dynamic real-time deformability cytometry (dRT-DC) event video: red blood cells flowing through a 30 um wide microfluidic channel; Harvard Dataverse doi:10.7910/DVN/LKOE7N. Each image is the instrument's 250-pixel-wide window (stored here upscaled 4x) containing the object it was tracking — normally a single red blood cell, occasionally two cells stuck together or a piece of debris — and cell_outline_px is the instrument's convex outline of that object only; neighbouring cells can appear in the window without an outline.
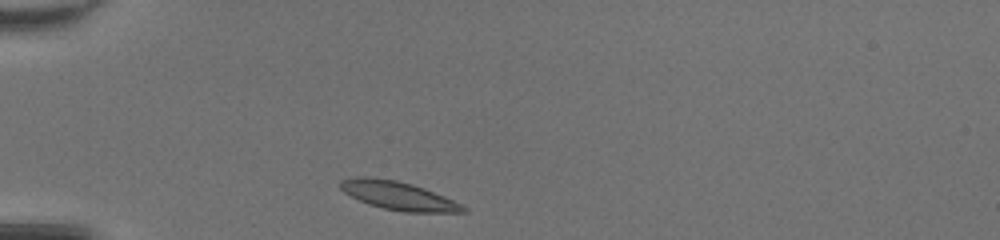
{"species": "common noctule bat (a hibernating species)", "species_latin": "Nyctalus noctula", "temperature_condition": "room temperature", "stored_images_in_passage": 30, "camera_frame_rate_fps": 3000, "um_per_image_px": 0.085, "animal": {"sex": "female", "body_mass_g": 20.0, "forearm_length_mm": 54.0}, "frame": {"image": 1, "passage_image": 1, "time_ms": 0.0, "image_size_px": [1000, 240], "cell_outline_px": [[464, 208], [460, 212], [416, 212], [388, 208], [372, 204], [360, 200], [352, 196], [340, 188], [340, 184], [344, 180], [392, 180], [408, 184], [420, 188], [440, 196]], "centroid_in_image_um": [33.85, 16.68], "position_along_channel_um": 51.2, "area_um2": 17.74}}
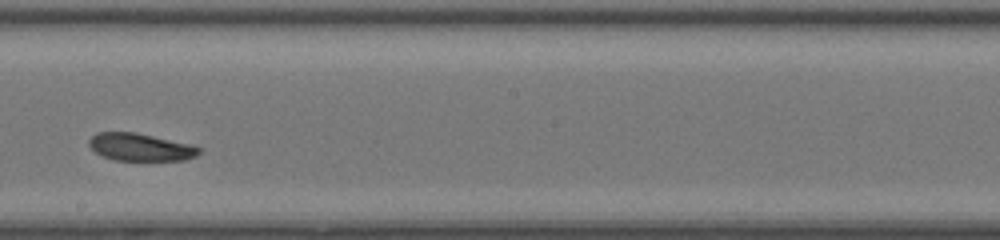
{"frame": {"image": 2, "passage_image": 16, "time_ms": 5.0, "image_size_px": [1000, 240], "cell_outline_px": [[200, 152], [192, 156], [180, 160], [120, 160], [104, 156], [96, 152], [92, 148], [92, 136], [100, 132], [128, 132], [148, 136], [200, 148]], "centroid_in_image_um": [11.88, 12.52], "position_along_channel_um": 236.3, "area_um2": 16.3}}
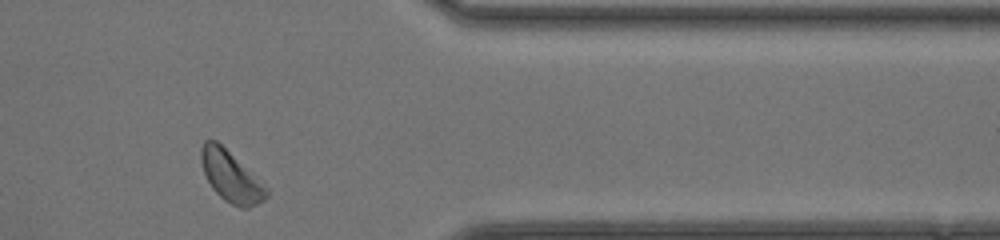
{"frame": {"image": 3, "passage_image": 28, "time_ms": 9.0, "image_size_px": [1000, 240], "cell_outline_px": [[264, 196], [260, 200], [252, 204], [236, 204], [220, 196], [216, 192], [208, 180], [204, 172], [204, 144], [208, 140], [216, 140], [228, 152], [264, 192]], "centroid_in_image_um": [19.48, 14.96], "position_along_channel_um": 391.9, "area_um2": 15.95}, "authors_computed_cell_mechanics": {"area_um2": 16.3863, "velocity_mm_per_s": 4.1994, "shape_relaxation_time_tau1_ms": 2.9451, "shape_relaxation_time_tau2_ms": null, "deformation_change_tau1": 0.0756, "deformation_change_tau2": null}}